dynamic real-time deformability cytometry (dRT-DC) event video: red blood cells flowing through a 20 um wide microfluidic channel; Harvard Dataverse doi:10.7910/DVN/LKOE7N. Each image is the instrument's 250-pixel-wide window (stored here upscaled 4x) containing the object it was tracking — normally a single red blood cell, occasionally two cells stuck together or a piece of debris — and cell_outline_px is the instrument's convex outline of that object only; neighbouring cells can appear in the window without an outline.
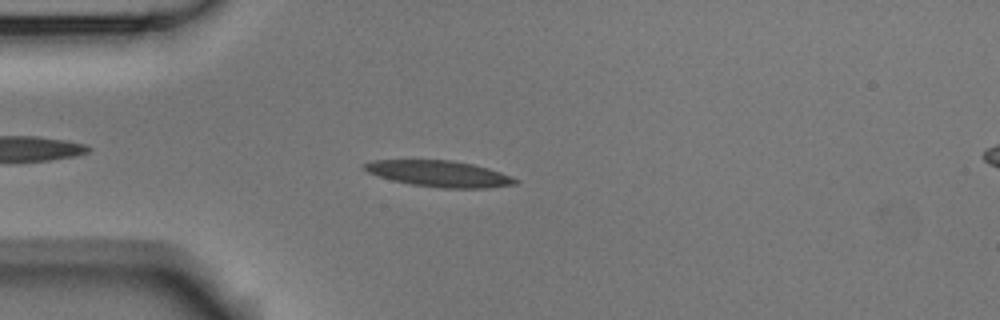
{"species": "Egyptian fruit bat (a non-hibernating species)", "species_latin": "Rousettus aegyptiacus", "temperature_condition": "room temperature", "stored_images_in_passage": 5, "camera_frame_rate_fps": 3000, "um_per_image_px": 0.085, "animal": {"sex": "male"}, "frame": {"image": 1, "passage_image": 4, "time_ms": 1.0, "image_size_px": [1000, 320], "cell_outline_px": [[520, 180], [516, 184], [488, 188], [440, 188], [412, 184], [392, 180], [368, 172], [360, 164], [372, 160], [452, 160], [472, 164], [488, 168], [512, 176]], "centroid_in_image_um": [37.35, 14.76], "position_along_channel_um": 47.6, "area_um2": 23.0}}